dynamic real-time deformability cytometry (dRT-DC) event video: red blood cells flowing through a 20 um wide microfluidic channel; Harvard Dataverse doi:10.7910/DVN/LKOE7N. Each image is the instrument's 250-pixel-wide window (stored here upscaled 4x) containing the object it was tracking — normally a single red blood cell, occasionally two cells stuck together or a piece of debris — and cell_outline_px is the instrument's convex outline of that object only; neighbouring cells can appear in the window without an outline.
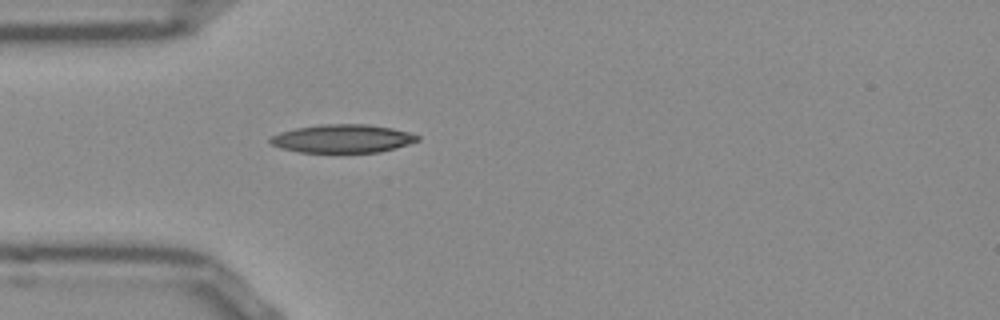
{"species": "Egyptian fruit bat (a non-hibernating species)", "species_latin": "Rousettus aegyptiacus", "temperature_condition": "room temperature", "stored_images_in_passage": 38, "camera_frame_rate_fps": 3000, "um_per_image_px": 0.085, "frame": {"image": 1, "passage_image": 1, "time_ms": 0.0, "image_size_px": [1000, 320], "cell_outline_px": [[420, 140], [408, 144], [380, 152], [300, 152], [280, 148], [272, 144], [268, 140], [272, 136], [280, 132], [296, 128], [320, 124], [368, 124], [392, 128], [408, 132], [420, 136]], "centroid_in_image_um": [29.12, 11.77], "position_along_channel_um": 55.9, "area_um2": 24.22}}
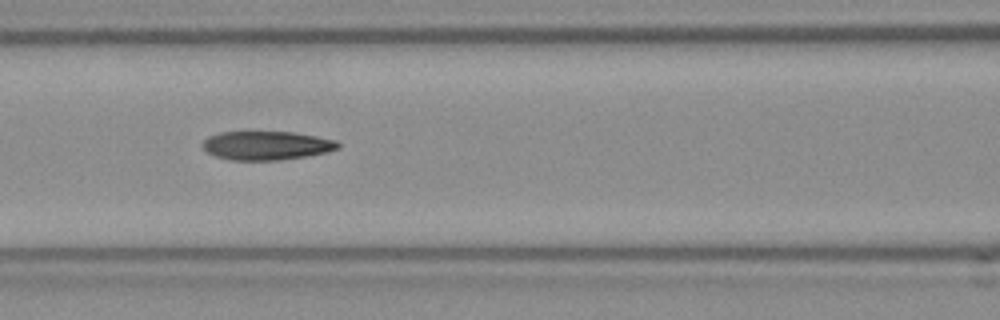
{"frame": {"image": 2, "passage_image": 8, "time_ms": 2.333, "image_size_px": [1000, 320], "cell_outline_px": [[340, 148], [328, 152], [304, 156], [276, 160], [232, 160], [216, 156], [208, 152], [204, 148], [204, 140], [208, 136], [220, 132], [292, 132], [316, 136], [336, 140], [340, 144]], "centroid_in_image_um": [22.68, 12.36], "position_along_channel_um": 143.9, "area_um2": 22.48}}
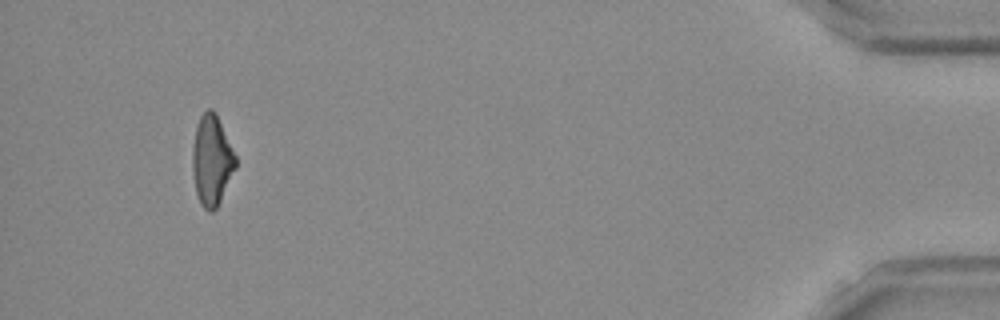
{"frame": {"image": 3, "passage_image": 35, "time_ms": 11.333, "image_size_px": [1000, 320], "cell_outline_px": [[236, 168], [216, 208], [212, 212], [208, 212], [200, 204], [196, 192], [192, 168], [192, 148], [196, 128], [200, 116], [208, 108], [212, 108], [216, 112], [236, 156]], "centroid_in_image_um": [17.99, 13.62], "position_along_channel_um": 417.2, "area_um2": 22.66}, "authors_computed_cell_mechanics": {"area_um2": 23.0911, "velocity_mm_per_s": 3.8865, "shape_relaxation_time_tau1_ms": 5.9551, "shape_relaxation_time_tau2_ms": 3.5696, "deformation_change_tau1": 0.207, "deformation_change_tau2": 0.129}}